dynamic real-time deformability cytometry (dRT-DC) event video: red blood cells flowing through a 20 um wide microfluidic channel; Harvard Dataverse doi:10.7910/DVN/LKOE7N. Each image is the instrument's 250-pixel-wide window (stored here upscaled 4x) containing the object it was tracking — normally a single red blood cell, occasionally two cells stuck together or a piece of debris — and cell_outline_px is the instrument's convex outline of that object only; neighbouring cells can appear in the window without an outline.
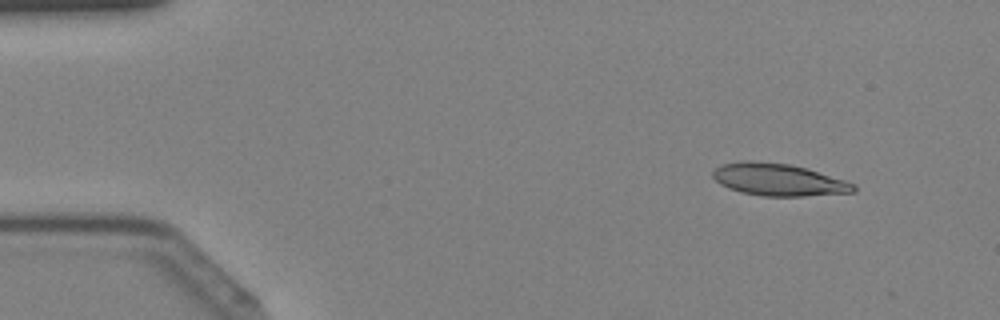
{"species": "Egyptian fruit bat (a non-hibernating species)", "species_latin": "Rousettus aegyptiacus", "temperature_condition": "cold", "stored_images_in_passage": 43, "camera_frame_rate_fps": 3000, "um_per_image_px": 0.085, "animal": {"sex": "female"}, "frame": {"image": 1, "passage_image": 5, "time_ms": 1.333, "image_size_px": [1000, 320], "cell_outline_px": [[856, 192], [804, 196], [764, 196], [740, 192], [728, 188], [720, 184], [712, 176], [712, 172], [720, 164], [744, 160], [748, 160], [788, 164], [804, 168], [844, 180], [856, 184]], "centroid_in_image_um": [66.14, 15.28], "position_along_channel_um": 18.9, "area_um2": 26.3}}
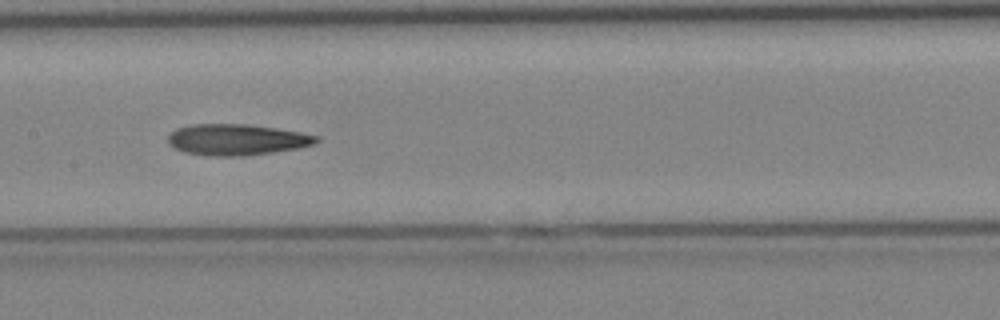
{"frame": {"image": 2, "passage_image": 22, "time_ms": 7.0, "image_size_px": [1000, 320], "cell_outline_px": [[320, 140], [316, 144], [296, 148], [272, 152], [244, 156], [212, 156], [184, 152], [168, 144], [168, 136], [176, 128], [192, 124], [248, 124], [276, 128], [300, 132], [320, 136]], "centroid_in_image_um": [20.14, 11.86], "position_along_channel_um": 187.3, "area_um2": 26.93}}
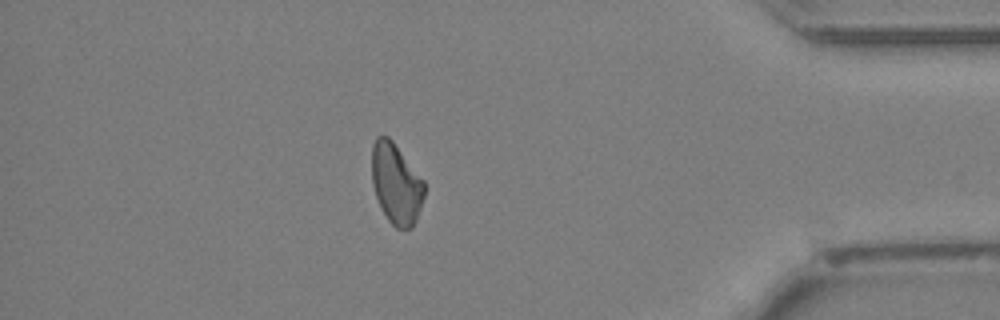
{"frame": {"image": 3, "passage_image": 38, "time_ms": 12.333, "image_size_px": [1000, 320], "cell_outline_px": [[424, 196], [416, 220], [412, 228], [396, 228], [388, 220], [380, 208], [372, 184], [372, 144], [376, 136], [388, 136], [392, 140], [424, 180]], "centroid_in_image_um": [33.66, 15.61], "position_along_channel_um": 401.5, "area_um2": 24.68}}